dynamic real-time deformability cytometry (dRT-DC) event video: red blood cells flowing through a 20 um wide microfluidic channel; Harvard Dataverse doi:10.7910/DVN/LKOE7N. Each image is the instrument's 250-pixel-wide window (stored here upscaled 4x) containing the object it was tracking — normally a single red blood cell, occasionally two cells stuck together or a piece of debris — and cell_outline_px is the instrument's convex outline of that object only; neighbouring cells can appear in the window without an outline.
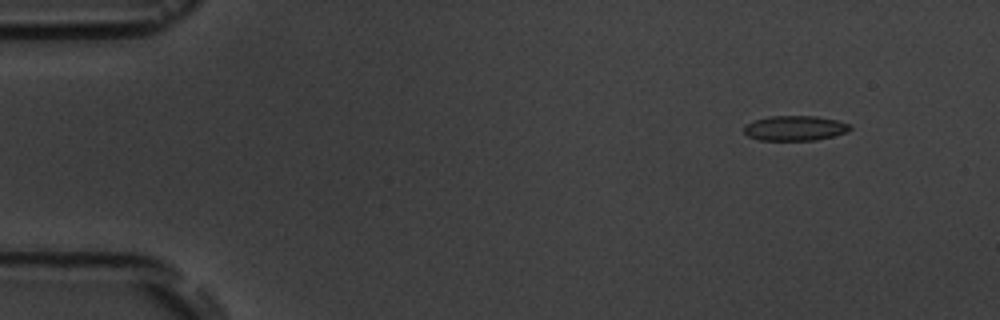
{"species": "common noctule bat (a hibernating species)", "species_latin": "Nyctalus noctula", "temperature_condition": "room temperature", "stored_images_in_passage": 6, "camera_frame_rate_fps": 3000, "um_per_image_px": 0.085, "animal": {"sex": "male", "body_mass_g": 19.5, "forearm_length_mm": 54.6}, "frame": {"image": 1, "passage_image": 2, "time_ms": 1.0, "image_size_px": [1000, 320], "cell_outline_px": [[852, 128], [848, 132], [816, 140], [760, 140], [748, 136], [744, 132], [744, 124], [768, 116], [816, 116], [836, 120], [848, 124]], "centroid_in_image_um": [67.55, 10.89], "position_along_channel_um": 17.4, "area_um2": 15.37}}
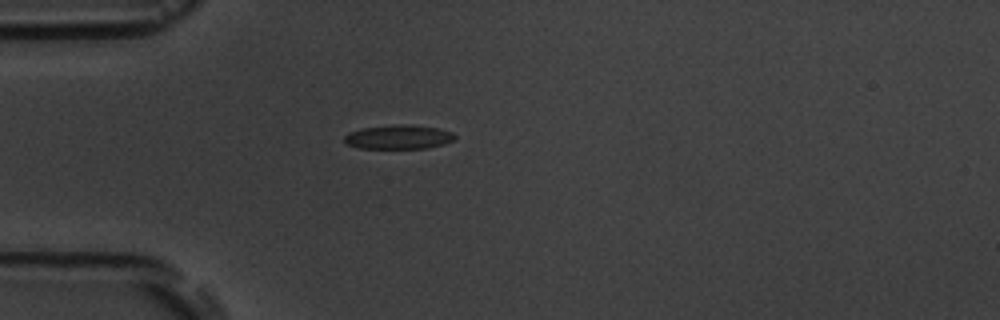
{"frame": {"image": 2, "passage_image": 4, "time_ms": 4.333, "image_size_px": [1000, 320], "cell_outline_px": [[456, 136], [452, 140], [444, 144], [428, 148], [360, 148], [344, 144], [344, 136], [348, 132], [360, 128], [408, 124], [436, 128], [452, 132]], "centroid_in_image_um": [33.83, 11.65], "position_along_channel_um": 51.2, "area_um2": 15.43}}
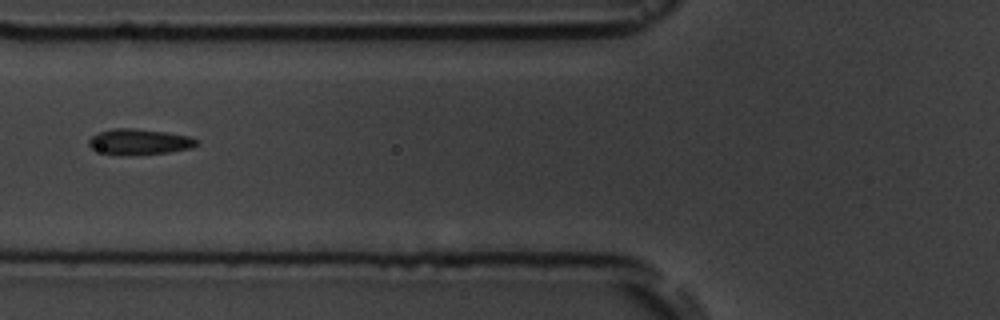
{"frame": {"image": 3, "passage_image": 6, "time_ms": 6.333, "image_size_px": [1000, 320], "cell_outline_px": [[200, 144], [192, 148], [168, 152], [120, 156], [104, 152], [92, 148], [88, 144], [88, 140], [92, 136], [100, 132], [112, 128], [132, 128], [164, 132], [188, 136], [196, 140]], "centroid_in_image_um": [11.84, 12.06], "position_along_channel_um": 114.0, "area_um2": 16.01}}